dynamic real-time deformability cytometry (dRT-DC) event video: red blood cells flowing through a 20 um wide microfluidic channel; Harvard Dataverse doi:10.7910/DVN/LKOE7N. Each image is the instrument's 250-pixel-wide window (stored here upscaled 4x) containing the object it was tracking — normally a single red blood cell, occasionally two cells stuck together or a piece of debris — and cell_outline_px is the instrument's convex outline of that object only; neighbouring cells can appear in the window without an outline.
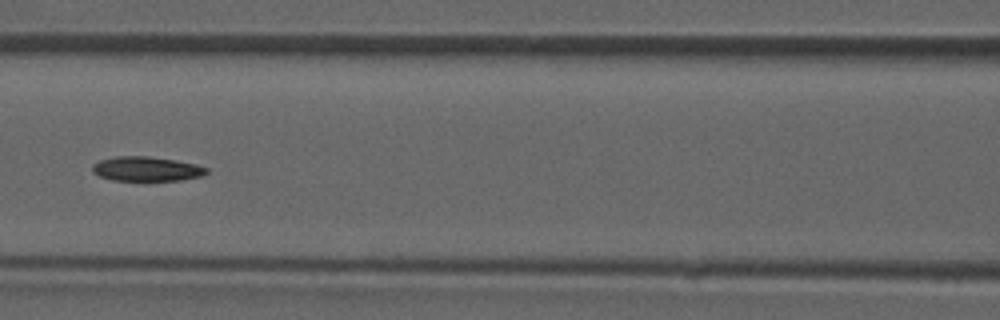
{"species": "common noctule bat (a hibernating species)", "species_latin": "Nyctalus noctula", "temperature_condition": "room temperature", "stored_images_in_passage": 48, "camera_frame_rate_fps": 3000, "um_per_image_px": 0.085, "animal": {"sex": "male", "forearm_length_mm": 52.5}, "frame": {"image": 1, "passage_image": 21, "time_ms": 6.667, "image_size_px": [1000, 320], "cell_outline_px": [[208, 172], [204, 176], [180, 180], [112, 180], [100, 176], [92, 172], [92, 164], [100, 160], [116, 156], [148, 156], [176, 160], [196, 164], [208, 168]], "centroid_in_image_um": [12.47, 14.35], "position_along_channel_um": 154.1, "area_um2": 16.36}}